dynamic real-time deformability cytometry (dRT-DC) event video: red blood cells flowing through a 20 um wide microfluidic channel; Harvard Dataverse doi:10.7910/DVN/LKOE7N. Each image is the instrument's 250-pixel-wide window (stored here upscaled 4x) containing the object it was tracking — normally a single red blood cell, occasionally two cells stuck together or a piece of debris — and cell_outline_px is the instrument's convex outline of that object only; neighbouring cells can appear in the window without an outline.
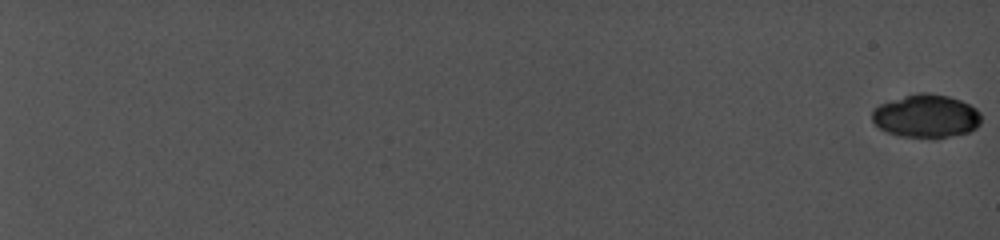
{"species": "common noctule bat (a hibernating species)", "species_latin": "Nyctalus noctula", "temperature_condition": "cold", "stored_images_in_passage": 33, "camera_frame_rate_fps": 5000, "um_per_image_px": 0.085, "animal": {"sex": "female", "body_mass_g": 19.0, "forearm_length_mm": 56.7}, "frame": {"image": 1, "passage_image": 1, "time_ms": 0.0, "image_size_px": [1000, 240], "cell_outline_px": [[980, 124], [976, 128], [968, 132], [948, 136], [900, 136], [888, 132], [880, 128], [872, 120], [872, 112], [880, 104], [916, 92], [928, 92], [948, 96], [960, 100], [976, 108], [980, 112]], "centroid_in_image_um": [78.73, 9.84], "position_along_channel_um": 6.3, "area_um2": 26.99}}
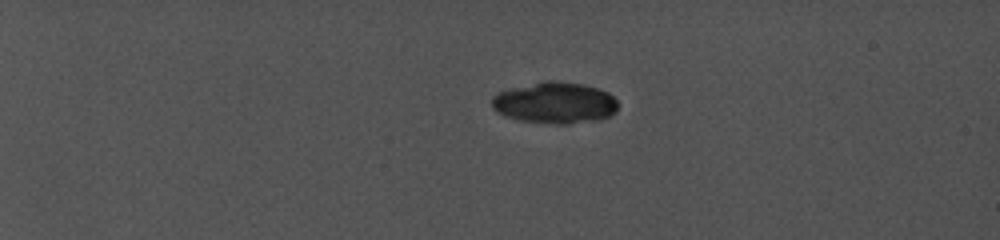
{"frame": {"image": 2, "passage_image": 18, "time_ms": 6.0, "image_size_px": [1000, 240], "cell_outline_px": [[616, 112], [608, 116], [596, 120], [568, 124], [556, 124], [520, 120], [508, 116], [492, 108], [492, 96], [500, 92], [512, 88], [544, 80], [552, 80], [584, 84], [600, 88], [608, 92], [616, 100]], "centroid_in_image_um": [47.19, 8.72], "position_along_channel_um": 37.8, "area_um2": 30.23}}